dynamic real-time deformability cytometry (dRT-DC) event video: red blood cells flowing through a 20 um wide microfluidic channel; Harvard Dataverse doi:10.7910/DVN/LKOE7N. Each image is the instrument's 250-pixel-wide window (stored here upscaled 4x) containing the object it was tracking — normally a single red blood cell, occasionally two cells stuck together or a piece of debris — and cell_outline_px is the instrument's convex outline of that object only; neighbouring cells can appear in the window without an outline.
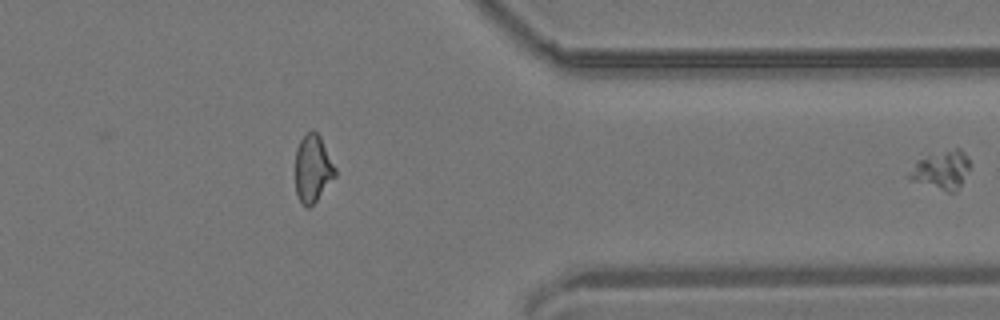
{"species": "common noctule bat (a hibernating species)", "species_latin": "Nyctalus noctula", "temperature_condition": "room temperature", "stored_images_in_passage": 26, "segment_of_instrument_passage": [2, 2], "camera_frame_rate_fps": 3000, "um_per_image_px": 0.085, "animal": {"sex": "male", "body_mass_g": 19.2, "forearm_length_mm": 51.8}, "frame": {"image": 1, "passage_image": 26, "time_ms": 8.333, "image_size_px": [1000, 320], "cell_outline_px": [[968, 168], [960, 184], [952, 192], [948, 192], [912, 180], [904, 176], [916, 160], [928, 156], [956, 148], [960, 148], [968, 156]], "centroid_in_image_um": [79.95, 14.44], "position_along_channel_um": 331.4, "area_um2": 13.18}}